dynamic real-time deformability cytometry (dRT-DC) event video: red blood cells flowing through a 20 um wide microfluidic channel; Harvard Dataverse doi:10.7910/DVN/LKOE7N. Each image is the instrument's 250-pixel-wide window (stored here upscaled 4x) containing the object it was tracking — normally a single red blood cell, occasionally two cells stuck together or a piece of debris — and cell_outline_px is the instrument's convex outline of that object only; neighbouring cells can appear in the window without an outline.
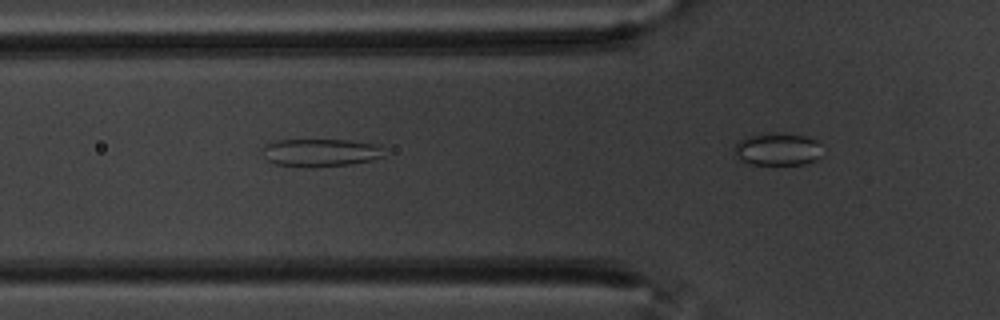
{"species": "common noctule bat (a hibernating species)", "species_latin": "Nyctalus noctula", "temperature_condition": "warm", "stored_images_in_passage": 8, "camera_frame_rate_fps": 3000, "um_per_image_px": 0.085, "animal": {"sex": "male", "body_mass_g": 20.1, "forearm_length_mm": 53.5}, "frame": {"image": 1, "passage_image": 5, "time_ms": 1.333, "image_size_px": [1000, 320], "cell_outline_px": [[384, 156], [372, 160], [352, 164], [312, 168], [276, 164], [268, 160], [264, 156], [264, 144], [276, 140], [348, 140], [380, 144]], "centroid_in_image_um": [27.27, 12.97], "position_along_channel_um": 98.5, "area_um2": 19.88}}